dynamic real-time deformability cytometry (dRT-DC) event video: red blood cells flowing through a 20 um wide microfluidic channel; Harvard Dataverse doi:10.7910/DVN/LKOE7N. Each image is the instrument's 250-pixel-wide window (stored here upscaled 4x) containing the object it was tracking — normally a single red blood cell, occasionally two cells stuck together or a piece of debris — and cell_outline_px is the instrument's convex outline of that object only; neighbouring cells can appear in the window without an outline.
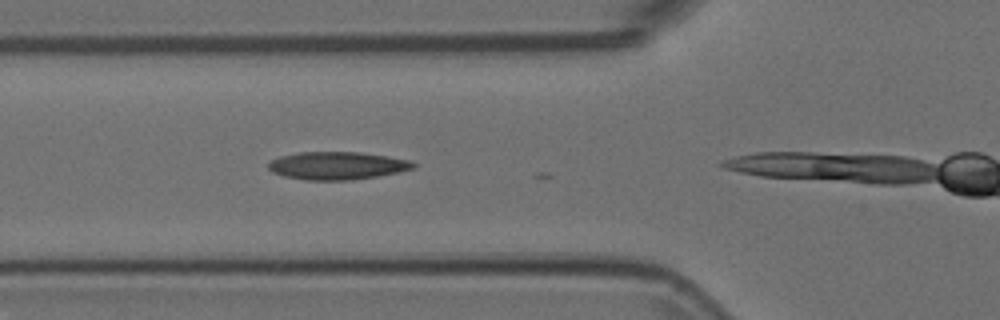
{"species": "Egyptian fruit bat (a non-hibernating species)", "species_latin": "Rousettus aegyptiacus", "temperature_condition": "room temperature", "stored_images_in_passage": 3, "camera_frame_rate_fps": 3000, "um_per_image_px": 0.085, "animal": {"sex": "female"}, "frame": {"image": 1, "passage_image": 2, "time_ms": 0.333, "image_size_px": [1000, 320], "cell_outline_px": [[416, 168], [400, 172], [352, 180], [304, 180], [284, 176], [272, 172], [268, 168], [268, 164], [272, 160], [280, 156], [300, 152], [360, 152], [388, 156], [408, 160], [416, 164]], "centroid_in_image_um": [28.67, 14.08], "position_along_channel_um": 97.1, "area_um2": 23.52}}